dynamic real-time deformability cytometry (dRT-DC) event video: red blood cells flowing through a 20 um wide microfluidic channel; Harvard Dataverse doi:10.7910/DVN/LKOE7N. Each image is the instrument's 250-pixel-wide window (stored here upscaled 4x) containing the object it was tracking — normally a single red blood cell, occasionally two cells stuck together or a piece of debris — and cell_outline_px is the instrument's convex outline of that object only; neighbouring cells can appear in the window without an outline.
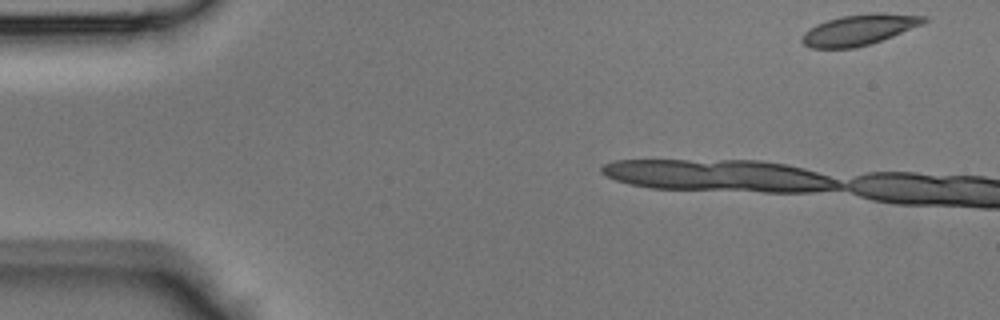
{"species": "Egyptian fruit bat (a non-hibernating species)", "species_latin": "Rousettus aegyptiacus", "temperature_condition": "room temperature", "stored_images_in_passage": 4, "camera_frame_rate_fps": 3000, "um_per_image_px": 0.085, "animal": {"sex": "male"}, "frame": {"image": 1, "passage_image": 1, "time_ms": 0.0, "image_size_px": [1000, 320], "cell_outline_px": [[928, 20], [924, 24], [892, 36], [868, 44], [852, 48], [812, 48], [804, 44], [800, 40], [804, 32], [808, 28], [816, 24], [840, 16], [872, 12], [884, 12], [928, 16]], "centroid_in_image_um": [73.05, 2.5], "position_along_channel_um": 12.0, "area_um2": 21.96}}